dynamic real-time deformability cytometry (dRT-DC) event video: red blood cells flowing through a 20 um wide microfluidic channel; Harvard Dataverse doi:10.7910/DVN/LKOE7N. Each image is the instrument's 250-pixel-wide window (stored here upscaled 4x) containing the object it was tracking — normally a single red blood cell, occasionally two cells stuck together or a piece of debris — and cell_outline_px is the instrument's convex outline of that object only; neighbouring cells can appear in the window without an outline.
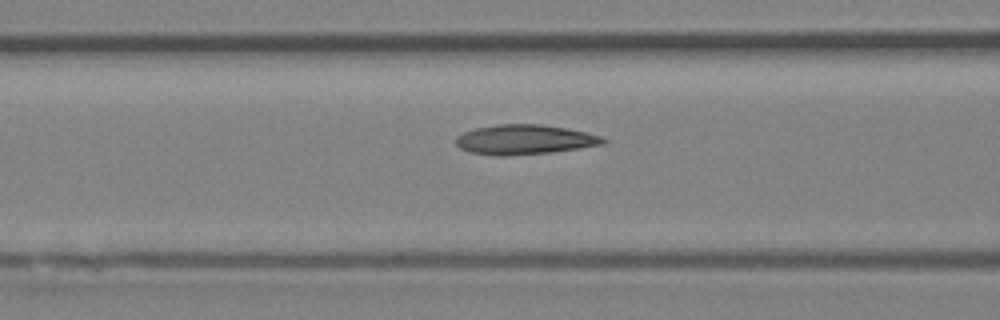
{"species": "Egyptian fruit bat (a non-hibernating species)", "species_latin": "Rousettus aegyptiacus", "temperature_condition": "room temperature", "stored_images_in_passage": 16, "camera_frame_rate_fps": 3000, "um_per_image_px": 0.085, "animal": {"sex": "female"}, "frame": {"image": 1, "passage_image": 14, "time_ms": 4.333, "image_size_px": [1000, 320], "cell_outline_px": [[608, 140], [604, 144], [580, 148], [552, 152], [504, 156], [496, 156], [468, 152], [460, 148], [456, 144], [456, 136], [464, 132], [476, 128], [500, 124], [540, 124], [568, 128], [600, 136]], "centroid_in_image_um": [44.58, 11.87], "position_along_channel_um": 122.0, "area_um2": 25.55}}